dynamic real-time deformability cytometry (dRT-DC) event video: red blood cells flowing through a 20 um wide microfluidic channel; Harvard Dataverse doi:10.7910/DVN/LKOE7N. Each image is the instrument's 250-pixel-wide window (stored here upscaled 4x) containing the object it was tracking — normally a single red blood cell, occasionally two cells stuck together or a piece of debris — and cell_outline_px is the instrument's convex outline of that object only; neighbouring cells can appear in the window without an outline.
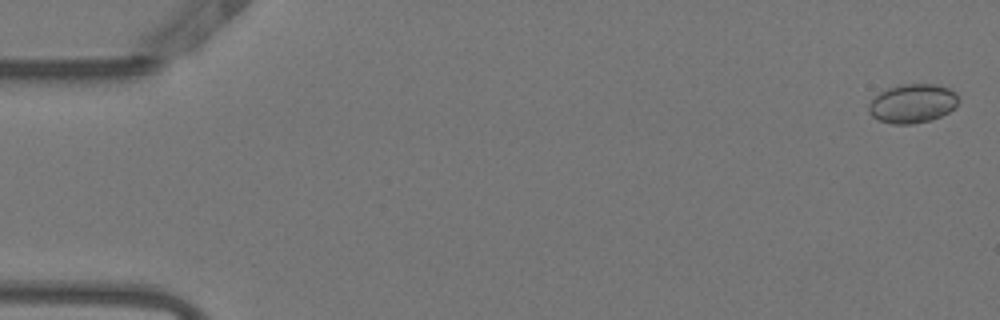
{"species": "Egyptian fruit bat (a non-hibernating species)", "species_latin": "Rousettus aegyptiacus", "temperature_condition": "warm", "stored_images_in_passage": 15, "camera_frame_rate_fps": 3000, "um_per_image_px": 0.085, "animal": {"sex": "female"}, "frame": {"image": 1, "passage_image": 2, "time_ms": 0.333, "image_size_px": [1000, 320], "cell_outline_px": [[960, 100], [956, 108], [932, 120], [912, 124], [892, 124], [880, 120], [872, 116], [868, 112], [868, 104], [880, 92], [888, 88], [900, 84], [936, 84], [948, 88], [956, 92]], "centroid_in_image_um": [77.59, 8.79], "position_along_channel_um": 7.4, "area_um2": 20.58}}